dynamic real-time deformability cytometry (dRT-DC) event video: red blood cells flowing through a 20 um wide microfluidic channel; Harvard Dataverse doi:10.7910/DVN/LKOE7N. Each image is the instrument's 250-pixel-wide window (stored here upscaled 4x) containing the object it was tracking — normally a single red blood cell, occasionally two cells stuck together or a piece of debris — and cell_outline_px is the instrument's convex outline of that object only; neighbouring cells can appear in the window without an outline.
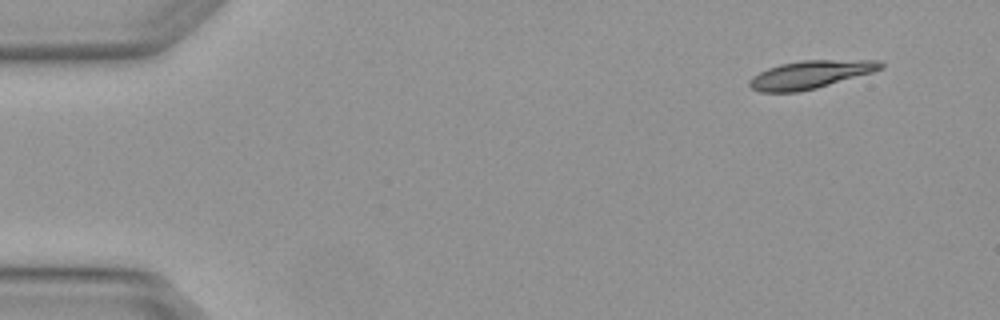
{"species": "Egyptian fruit bat (a non-hibernating species)", "species_latin": "Rousettus aegyptiacus", "temperature_condition": "warm", "stored_images_in_passage": 5, "segment_of_instrument_passage": [1, 2], "camera_frame_rate_fps": 3000, "um_per_image_px": 0.085, "animal": {"sex": "female"}, "frame": {"image": 1, "passage_image": 1, "time_ms": 0.0, "image_size_px": [1000, 320], "cell_outline_px": [[884, 68], [872, 72], [816, 88], [796, 92], [760, 92], [752, 88], [748, 84], [748, 80], [752, 76], [768, 68], [780, 64], [804, 60], [880, 60], [884, 64]], "centroid_in_image_um": [68.87, 6.33], "position_along_channel_um": 16.1, "area_um2": 21.27}}
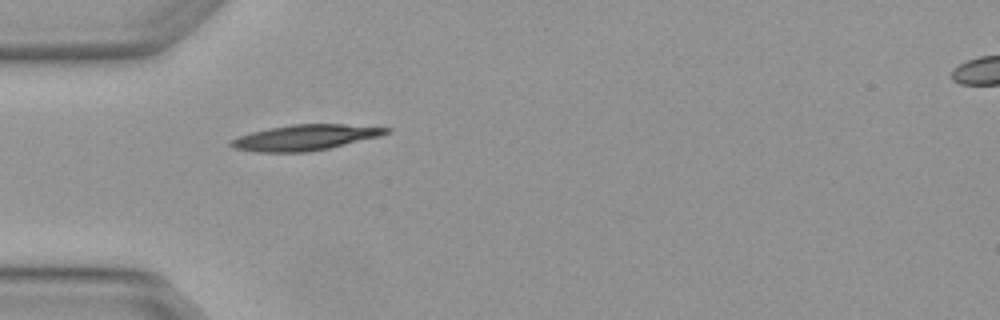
{"frame": {"image": 2, "passage_image": 4, "time_ms": 1.0, "image_size_px": [1000, 320], "cell_outline_px": [[392, 132], [380, 136], [328, 148], [308, 152], [256, 152], [232, 148], [228, 144], [228, 140], [252, 132], [268, 128], [292, 124], [344, 124], [392, 128]], "centroid_in_image_um": [25.91, 11.68], "position_along_channel_um": 59.1, "area_um2": 23.24}}